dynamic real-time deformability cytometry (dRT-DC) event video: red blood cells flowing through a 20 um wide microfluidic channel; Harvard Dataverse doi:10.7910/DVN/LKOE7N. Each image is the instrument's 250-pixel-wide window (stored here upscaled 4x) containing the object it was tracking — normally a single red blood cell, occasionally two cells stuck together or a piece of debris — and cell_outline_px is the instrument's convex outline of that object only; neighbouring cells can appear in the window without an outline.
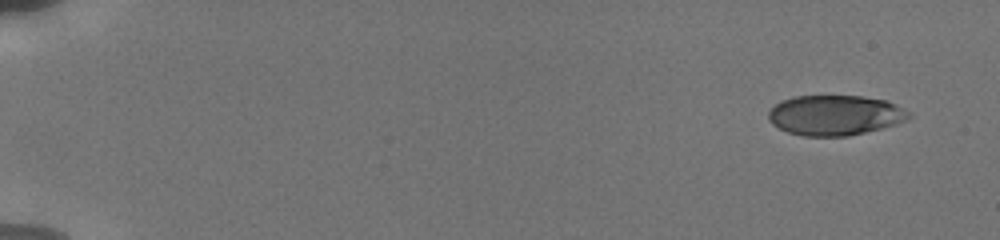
{"species": "human", "species_latin": "Homo sapiens", "temperature_condition": "cold", "stored_images_in_passage": 6, "camera_frame_rate_fps": 3000, "um_per_image_px": 0.085, "donor": {"sex": "male"}, "frame": {"image": 1, "passage_image": 1, "time_ms": 0.0, "image_size_px": [1000, 240], "cell_outline_px": [[912, 116], [896, 124], [848, 136], [804, 136], [788, 132], [772, 124], [768, 120], [768, 112], [780, 100], [796, 96], [860, 96], [884, 100], [896, 104], [912, 112]], "centroid_in_image_um": [70.97, 9.79], "position_along_channel_um": 14.0, "area_um2": 32.77}}
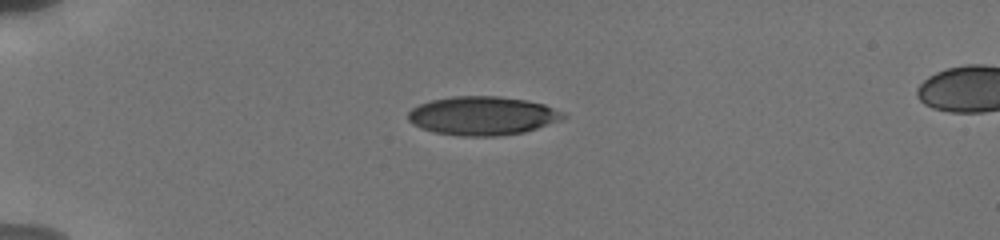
{"frame": {"image": 2, "passage_image": 5, "time_ms": 4.0, "image_size_px": [1000, 240], "cell_outline_px": [[568, 116], [560, 120], [524, 132], [496, 136], [460, 136], [432, 132], [420, 128], [412, 124], [408, 120], [408, 112], [412, 108], [420, 104], [432, 100], [452, 96], [500, 96], [528, 100], [544, 104], [564, 112]], "centroid_in_image_um": [41.0, 9.84], "position_along_channel_um": 44.0, "area_um2": 35.14}}